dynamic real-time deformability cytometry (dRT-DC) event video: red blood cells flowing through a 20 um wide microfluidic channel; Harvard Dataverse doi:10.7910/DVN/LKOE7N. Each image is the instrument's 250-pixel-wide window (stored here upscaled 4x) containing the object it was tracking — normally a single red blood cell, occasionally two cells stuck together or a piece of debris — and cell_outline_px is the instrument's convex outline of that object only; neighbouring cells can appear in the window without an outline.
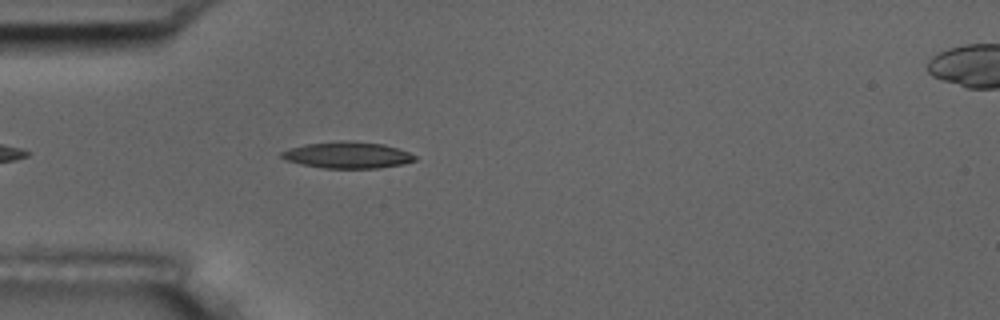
{"species": "common noctule bat (a hibernating species)", "species_latin": "Nyctalus noctula", "temperature_condition": "room temperature", "stored_images_in_passage": 5, "camera_frame_rate_fps": 3000, "um_per_image_px": 0.085, "animal": {"sex": "male", "body_mass_g": 17.5, "forearm_length_mm": 52.3}, "frame": {"image": 1, "passage_image": 5, "time_ms": 1.333, "image_size_px": [1000, 320], "cell_outline_px": [[416, 160], [404, 164], [380, 168], [324, 168], [300, 164], [284, 160], [280, 156], [280, 152], [304, 144], [340, 140], [348, 140], [384, 144], [408, 152], [416, 156]], "centroid_in_image_um": [29.52, 13.18], "position_along_channel_um": 55.5, "area_um2": 20.69}}